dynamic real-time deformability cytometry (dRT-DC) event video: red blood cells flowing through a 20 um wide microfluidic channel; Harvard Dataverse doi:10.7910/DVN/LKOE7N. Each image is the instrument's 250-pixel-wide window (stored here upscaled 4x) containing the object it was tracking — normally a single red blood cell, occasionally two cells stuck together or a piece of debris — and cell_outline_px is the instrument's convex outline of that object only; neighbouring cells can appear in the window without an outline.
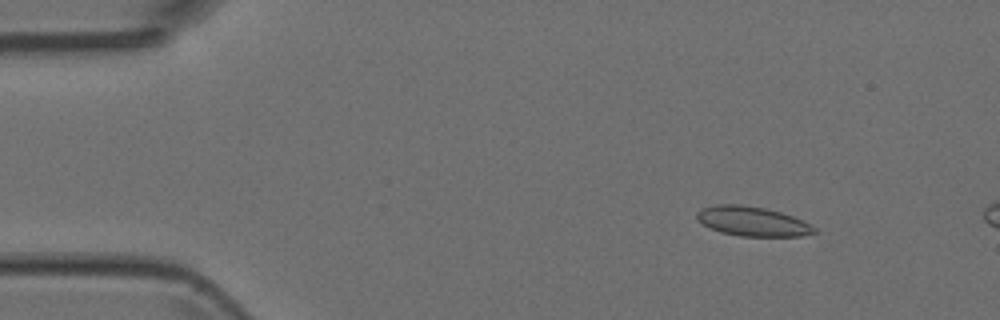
{"species": "Egyptian fruit bat (a non-hibernating species)", "species_latin": "Rousettus aegyptiacus", "temperature_condition": "room temperature", "stored_images_in_passage": 5, "camera_frame_rate_fps": 3000, "um_per_image_px": 0.085, "animal": {"sex": "female"}, "frame": {"image": 1, "passage_image": 3, "time_ms": 0.667, "image_size_px": [1000, 320], "cell_outline_px": [[816, 232], [800, 236], [740, 236], [720, 232], [696, 220], [696, 212], [704, 208], [716, 204], [740, 204], [764, 208], [780, 212], [804, 220], [816, 228]], "centroid_in_image_um": [63.95, 18.81], "position_along_channel_um": 21.0, "area_um2": 20.11}}